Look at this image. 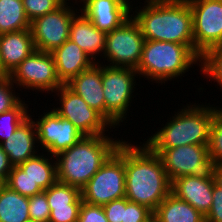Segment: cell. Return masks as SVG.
<instances>
[{
    "instance_id": "39",
    "label": "cell",
    "mask_w": 222,
    "mask_h": 222,
    "mask_svg": "<svg viewBox=\"0 0 222 222\" xmlns=\"http://www.w3.org/2000/svg\"><path fill=\"white\" fill-rule=\"evenodd\" d=\"M13 165L10 163L8 155L0 144V179L5 182L12 170Z\"/></svg>"
},
{
    "instance_id": "35",
    "label": "cell",
    "mask_w": 222,
    "mask_h": 222,
    "mask_svg": "<svg viewBox=\"0 0 222 222\" xmlns=\"http://www.w3.org/2000/svg\"><path fill=\"white\" fill-rule=\"evenodd\" d=\"M152 214L153 211L147 206L131 202L126 198L124 222H146Z\"/></svg>"
},
{
    "instance_id": "37",
    "label": "cell",
    "mask_w": 222,
    "mask_h": 222,
    "mask_svg": "<svg viewBox=\"0 0 222 222\" xmlns=\"http://www.w3.org/2000/svg\"><path fill=\"white\" fill-rule=\"evenodd\" d=\"M206 222H222V188L216 183L213 185L212 205L205 216Z\"/></svg>"
},
{
    "instance_id": "23",
    "label": "cell",
    "mask_w": 222,
    "mask_h": 222,
    "mask_svg": "<svg viewBox=\"0 0 222 222\" xmlns=\"http://www.w3.org/2000/svg\"><path fill=\"white\" fill-rule=\"evenodd\" d=\"M29 197L3 184L0 187V222H29Z\"/></svg>"
},
{
    "instance_id": "41",
    "label": "cell",
    "mask_w": 222,
    "mask_h": 222,
    "mask_svg": "<svg viewBox=\"0 0 222 222\" xmlns=\"http://www.w3.org/2000/svg\"><path fill=\"white\" fill-rule=\"evenodd\" d=\"M146 222H160L154 214L151 215V217Z\"/></svg>"
},
{
    "instance_id": "38",
    "label": "cell",
    "mask_w": 222,
    "mask_h": 222,
    "mask_svg": "<svg viewBox=\"0 0 222 222\" xmlns=\"http://www.w3.org/2000/svg\"><path fill=\"white\" fill-rule=\"evenodd\" d=\"M126 208V197L113 200L103 205L104 213L108 222H124V209Z\"/></svg>"
},
{
    "instance_id": "8",
    "label": "cell",
    "mask_w": 222,
    "mask_h": 222,
    "mask_svg": "<svg viewBox=\"0 0 222 222\" xmlns=\"http://www.w3.org/2000/svg\"><path fill=\"white\" fill-rule=\"evenodd\" d=\"M137 74L132 68L102 65L105 120L113 129L126 119L128 108L131 107Z\"/></svg>"
},
{
    "instance_id": "36",
    "label": "cell",
    "mask_w": 222,
    "mask_h": 222,
    "mask_svg": "<svg viewBox=\"0 0 222 222\" xmlns=\"http://www.w3.org/2000/svg\"><path fill=\"white\" fill-rule=\"evenodd\" d=\"M78 222H108L103 206L82 202Z\"/></svg>"
},
{
    "instance_id": "9",
    "label": "cell",
    "mask_w": 222,
    "mask_h": 222,
    "mask_svg": "<svg viewBox=\"0 0 222 222\" xmlns=\"http://www.w3.org/2000/svg\"><path fill=\"white\" fill-rule=\"evenodd\" d=\"M192 12L194 54L222 45V0H187Z\"/></svg>"
},
{
    "instance_id": "28",
    "label": "cell",
    "mask_w": 222,
    "mask_h": 222,
    "mask_svg": "<svg viewBox=\"0 0 222 222\" xmlns=\"http://www.w3.org/2000/svg\"><path fill=\"white\" fill-rule=\"evenodd\" d=\"M4 184L26 197H32L43 192L39 185L34 183L19 166L12 167Z\"/></svg>"
},
{
    "instance_id": "29",
    "label": "cell",
    "mask_w": 222,
    "mask_h": 222,
    "mask_svg": "<svg viewBox=\"0 0 222 222\" xmlns=\"http://www.w3.org/2000/svg\"><path fill=\"white\" fill-rule=\"evenodd\" d=\"M201 74L222 87V45L211 48L201 57ZM222 89V88H221Z\"/></svg>"
},
{
    "instance_id": "31",
    "label": "cell",
    "mask_w": 222,
    "mask_h": 222,
    "mask_svg": "<svg viewBox=\"0 0 222 222\" xmlns=\"http://www.w3.org/2000/svg\"><path fill=\"white\" fill-rule=\"evenodd\" d=\"M64 2L65 0H22L25 14L30 22L55 11Z\"/></svg>"
},
{
    "instance_id": "1",
    "label": "cell",
    "mask_w": 222,
    "mask_h": 222,
    "mask_svg": "<svg viewBox=\"0 0 222 222\" xmlns=\"http://www.w3.org/2000/svg\"><path fill=\"white\" fill-rule=\"evenodd\" d=\"M125 197L154 211L171 193V181L160 156L145 143L124 140Z\"/></svg>"
},
{
    "instance_id": "40",
    "label": "cell",
    "mask_w": 222,
    "mask_h": 222,
    "mask_svg": "<svg viewBox=\"0 0 222 222\" xmlns=\"http://www.w3.org/2000/svg\"><path fill=\"white\" fill-rule=\"evenodd\" d=\"M214 179L216 184L222 188V165H216Z\"/></svg>"
},
{
    "instance_id": "10",
    "label": "cell",
    "mask_w": 222,
    "mask_h": 222,
    "mask_svg": "<svg viewBox=\"0 0 222 222\" xmlns=\"http://www.w3.org/2000/svg\"><path fill=\"white\" fill-rule=\"evenodd\" d=\"M144 41L138 23L131 16L121 26L107 33L102 58H107V61L111 62L109 66L137 70Z\"/></svg>"
},
{
    "instance_id": "4",
    "label": "cell",
    "mask_w": 222,
    "mask_h": 222,
    "mask_svg": "<svg viewBox=\"0 0 222 222\" xmlns=\"http://www.w3.org/2000/svg\"><path fill=\"white\" fill-rule=\"evenodd\" d=\"M183 106L170 118L165 126L147 139L149 148H174L184 145L209 143L211 123L214 115L221 109L212 105ZM212 106V107H210Z\"/></svg>"
},
{
    "instance_id": "17",
    "label": "cell",
    "mask_w": 222,
    "mask_h": 222,
    "mask_svg": "<svg viewBox=\"0 0 222 222\" xmlns=\"http://www.w3.org/2000/svg\"><path fill=\"white\" fill-rule=\"evenodd\" d=\"M99 64V65H98ZM105 119V99L102 85V64L94 63L65 84Z\"/></svg>"
},
{
    "instance_id": "34",
    "label": "cell",
    "mask_w": 222,
    "mask_h": 222,
    "mask_svg": "<svg viewBox=\"0 0 222 222\" xmlns=\"http://www.w3.org/2000/svg\"><path fill=\"white\" fill-rule=\"evenodd\" d=\"M12 88L14 89V83L11 81V78L9 77V75L1 76L0 77V114L8 110H11L21 101L19 95L17 96L15 94V91Z\"/></svg>"
},
{
    "instance_id": "2",
    "label": "cell",
    "mask_w": 222,
    "mask_h": 222,
    "mask_svg": "<svg viewBox=\"0 0 222 222\" xmlns=\"http://www.w3.org/2000/svg\"><path fill=\"white\" fill-rule=\"evenodd\" d=\"M132 17L145 40L186 45L194 53L192 12L187 0H145ZM138 10V12H137Z\"/></svg>"
},
{
    "instance_id": "6",
    "label": "cell",
    "mask_w": 222,
    "mask_h": 222,
    "mask_svg": "<svg viewBox=\"0 0 222 222\" xmlns=\"http://www.w3.org/2000/svg\"><path fill=\"white\" fill-rule=\"evenodd\" d=\"M82 201L103 206L125 197L124 141L81 189Z\"/></svg>"
},
{
    "instance_id": "33",
    "label": "cell",
    "mask_w": 222,
    "mask_h": 222,
    "mask_svg": "<svg viewBox=\"0 0 222 222\" xmlns=\"http://www.w3.org/2000/svg\"><path fill=\"white\" fill-rule=\"evenodd\" d=\"M29 217L31 221L49 222L50 208L46 193L43 191L29 197Z\"/></svg>"
},
{
    "instance_id": "42",
    "label": "cell",
    "mask_w": 222,
    "mask_h": 222,
    "mask_svg": "<svg viewBox=\"0 0 222 222\" xmlns=\"http://www.w3.org/2000/svg\"><path fill=\"white\" fill-rule=\"evenodd\" d=\"M65 1L67 2V1H69V0H65ZM89 1H90V0H81L80 3L83 2L84 4H86V3L89 2Z\"/></svg>"
},
{
    "instance_id": "25",
    "label": "cell",
    "mask_w": 222,
    "mask_h": 222,
    "mask_svg": "<svg viewBox=\"0 0 222 222\" xmlns=\"http://www.w3.org/2000/svg\"><path fill=\"white\" fill-rule=\"evenodd\" d=\"M30 29L22 0H0V34Z\"/></svg>"
},
{
    "instance_id": "7",
    "label": "cell",
    "mask_w": 222,
    "mask_h": 222,
    "mask_svg": "<svg viewBox=\"0 0 222 222\" xmlns=\"http://www.w3.org/2000/svg\"><path fill=\"white\" fill-rule=\"evenodd\" d=\"M150 149L160 156L171 183L182 176L215 180L216 163L209 156L208 144Z\"/></svg>"
},
{
    "instance_id": "5",
    "label": "cell",
    "mask_w": 222,
    "mask_h": 222,
    "mask_svg": "<svg viewBox=\"0 0 222 222\" xmlns=\"http://www.w3.org/2000/svg\"><path fill=\"white\" fill-rule=\"evenodd\" d=\"M201 60L184 44L145 40L137 73L159 84L185 74ZM153 79V80H152Z\"/></svg>"
},
{
    "instance_id": "16",
    "label": "cell",
    "mask_w": 222,
    "mask_h": 222,
    "mask_svg": "<svg viewBox=\"0 0 222 222\" xmlns=\"http://www.w3.org/2000/svg\"><path fill=\"white\" fill-rule=\"evenodd\" d=\"M34 50L30 29L0 34L1 76L10 75Z\"/></svg>"
},
{
    "instance_id": "11",
    "label": "cell",
    "mask_w": 222,
    "mask_h": 222,
    "mask_svg": "<svg viewBox=\"0 0 222 222\" xmlns=\"http://www.w3.org/2000/svg\"><path fill=\"white\" fill-rule=\"evenodd\" d=\"M16 86L40 92L57 91L63 84L56 73L54 58L51 53L34 50L9 75Z\"/></svg>"
},
{
    "instance_id": "26",
    "label": "cell",
    "mask_w": 222,
    "mask_h": 222,
    "mask_svg": "<svg viewBox=\"0 0 222 222\" xmlns=\"http://www.w3.org/2000/svg\"><path fill=\"white\" fill-rule=\"evenodd\" d=\"M28 105L22 100L11 110L0 114V144L11 137L18 126L29 116Z\"/></svg>"
},
{
    "instance_id": "32",
    "label": "cell",
    "mask_w": 222,
    "mask_h": 222,
    "mask_svg": "<svg viewBox=\"0 0 222 222\" xmlns=\"http://www.w3.org/2000/svg\"><path fill=\"white\" fill-rule=\"evenodd\" d=\"M82 202V196L80 195L72 204L67 206L49 207V222H78Z\"/></svg>"
},
{
    "instance_id": "13",
    "label": "cell",
    "mask_w": 222,
    "mask_h": 222,
    "mask_svg": "<svg viewBox=\"0 0 222 222\" xmlns=\"http://www.w3.org/2000/svg\"><path fill=\"white\" fill-rule=\"evenodd\" d=\"M56 92L59 97V107L53 110L62 118L69 120L84 136L105 135L107 127L111 125L81 96L74 93L66 85H62ZM106 126V127H105Z\"/></svg>"
},
{
    "instance_id": "20",
    "label": "cell",
    "mask_w": 222,
    "mask_h": 222,
    "mask_svg": "<svg viewBox=\"0 0 222 222\" xmlns=\"http://www.w3.org/2000/svg\"><path fill=\"white\" fill-rule=\"evenodd\" d=\"M31 117L29 116L22 122L11 137L1 144L13 166H18L38 154V148L35 149L37 143L36 125Z\"/></svg>"
},
{
    "instance_id": "12",
    "label": "cell",
    "mask_w": 222,
    "mask_h": 222,
    "mask_svg": "<svg viewBox=\"0 0 222 222\" xmlns=\"http://www.w3.org/2000/svg\"><path fill=\"white\" fill-rule=\"evenodd\" d=\"M68 4L65 1L55 11L30 22L35 50L51 53L69 39L70 24L78 9Z\"/></svg>"
},
{
    "instance_id": "43",
    "label": "cell",
    "mask_w": 222,
    "mask_h": 222,
    "mask_svg": "<svg viewBox=\"0 0 222 222\" xmlns=\"http://www.w3.org/2000/svg\"><path fill=\"white\" fill-rule=\"evenodd\" d=\"M4 184V182L0 179V187Z\"/></svg>"
},
{
    "instance_id": "30",
    "label": "cell",
    "mask_w": 222,
    "mask_h": 222,
    "mask_svg": "<svg viewBox=\"0 0 222 222\" xmlns=\"http://www.w3.org/2000/svg\"><path fill=\"white\" fill-rule=\"evenodd\" d=\"M208 152L216 165H222V107L211 123Z\"/></svg>"
},
{
    "instance_id": "15",
    "label": "cell",
    "mask_w": 222,
    "mask_h": 222,
    "mask_svg": "<svg viewBox=\"0 0 222 222\" xmlns=\"http://www.w3.org/2000/svg\"><path fill=\"white\" fill-rule=\"evenodd\" d=\"M129 0H90L83 4L82 12L92 24L103 32L121 26L133 14ZM131 9V10H130Z\"/></svg>"
},
{
    "instance_id": "21",
    "label": "cell",
    "mask_w": 222,
    "mask_h": 222,
    "mask_svg": "<svg viewBox=\"0 0 222 222\" xmlns=\"http://www.w3.org/2000/svg\"><path fill=\"white\" fill-rule=\"evenodd\" d=\"M106 32L100 31L81 12L76 14L70 24L69 39L76 43L94 62L96 56L103 55L106 43ZM97 54V55H96Z\"/></svg>"
},
{
    "instance_id": "14",
    "label": "cell",
    "mask_w": 222,
    "mask_h": 222,
    "mask_svg": "<svg viewBox=\"0 0 222 222\" xmlns=\"http://www.w3.org/2000/svg\"><path fill=\"white\" fill-rule=\"evenodd\" d=\"M44 114V115H43ZM34 123L37 132V144L56 156L58 153L72 147L84 135L67 119L60 117L53 109L44 112Z\"/></svg>"
},
{
    "instance_id": "24",
    "label": "cell",
    "mask_w": 222,
    "mask_h": 222,
    "mask_svg": "<svg viewBox=\"0 0 222 222\" xmlns=\"http://www.w3.org/2000/svg\"><path fill=\"white\" fill-rule=\"evenodd\" d=\"M50 158L55 159L52 155L44 157L43 153L37 154L18 165L43 191L57 181L56 161H52Z\"/></svg>"
},
{
    "instance_id": "22",
    "label": "cell",
    "mask_w": 222,
    "mask_h": 222,
    "mask_svg": "<svg viewBox=\"0 0 222 222\" xmlns=\"http://www.w3.org/2000/svg\"><path fill=\"white\" fill-rule=\"evenodd\" d=\"M153 214L160 222H206L201 212L172 192L158 205Z\"/></svg>"
},
{
    "instance_id": "27",
    "label": "cell",
    "mask_w": 222,
    "mask_h": 222,
    "mask_svg": "<svg viewBox=\"0 0 222 222\" xmlns=\"http://www.w3.org/2000/svg\"><path fill=\"white\" fill-rule=\"evenodd\" d=\"M49 207H61L72 204L80 195L81 190L75 186L56 181L47 190H44Z\"/></svg>"
},
{
    "instance_id": "19",
    "label": "cell",
    "mask_w": 222,
    "mask_h": 222,
    "mask_svg": "<svg viewBox=\"0 0 222 222\" xmlns=\"http://www.w3.org/2000/svg\"><path fill=\"white\" fill-rule=\"evenodd\" d=\"M51 54L54 58L57 76L63 85L96 63L70 39Z\"/></svg>"
},
{
    "instance_id": "3",
    "label": "cell",
    "mask_w": 222,
    "mask_h": 222,
    "mask_svg": "<svg viewBox=\"0 0 222 222\" xmlns=\"http://www.w3.org/2000/svg\"><path fill=\"white\" fill-rule=\"evenodd\" d=\"M121 140L108 135L83 136L55 156L57 181L80 190L116 151Z\"/></svg>"
},
{
    "instance_id": "18",
    "label": "cell",
    "mask_w": 222,
    "mask_h": 222,
    "mask_svg": "<svg viewBox=\"0 0 222 222\" xmlns=\"http://www.w3.org/2000/svg\"><path fill=\"white\" fill-rule=\"evenodd\" d=\"M215 183V180L182 176L172 182L171 192L206 216L212 205L213 185Z\"/></svg>"
}]
</instances>
